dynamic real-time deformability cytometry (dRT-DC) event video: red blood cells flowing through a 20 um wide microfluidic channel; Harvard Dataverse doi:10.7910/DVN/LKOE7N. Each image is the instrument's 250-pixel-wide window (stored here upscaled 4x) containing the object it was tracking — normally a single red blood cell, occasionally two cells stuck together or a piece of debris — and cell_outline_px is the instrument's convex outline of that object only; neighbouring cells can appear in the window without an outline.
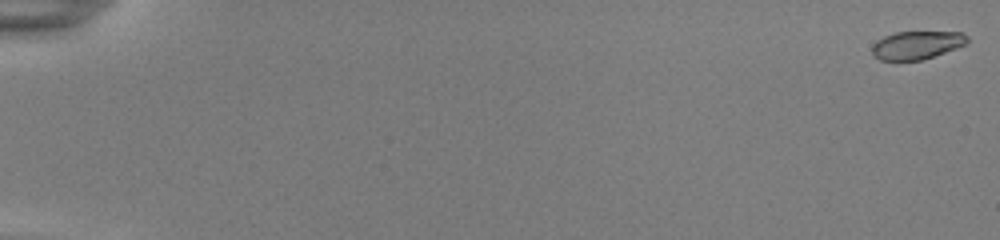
{"species": "common noctule bat (a hibernating species)", "species_latin": "Nyctalus noctula", "temperature_condition": "room temperature", "stored_images_in_passage": 20, "camera_frame_rate_fps": 3000, "um_per_image_px": 0.085, "animal": {"sex": "female", "body_mass_g": 22.0, "forearm_length_mm": 56.7}, "frame": {"image": 1, "passage_image": 1, "time_ms": 0.0, "image_size_px": [1000, 240], "cell_outline_px": [[968, 44], [920, 60], [880, 60], [872, 56], [872, 44], [876, 40], [884, 36], [896, 32], [960, 32], [968, 36]], "centroid_in_image_um": [77.9, 3.83], "position_along_channel_um": 7.1, "area_um2": 15.61}}
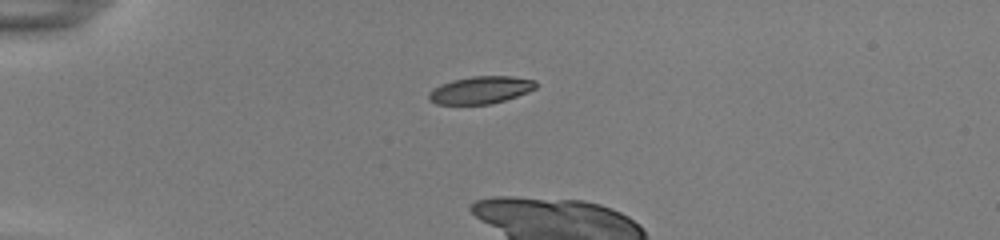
{"frame": {"image": 2, "passage_image": 16, "time_ms": 5.0, "image_size_px": [1000, 240], "cell_outline_px": [[536, 88], [528, 92], [492, 104], [436, 104], [428, 100], [428, 92], [432, 88], [440, 84], [452, 80], [472, 76], [512, 76], [536, 80]], "centroid_in_image_um": [40.82, 7.65], "position_along_channel_um": 44.2, "area_um2": 17.22}}